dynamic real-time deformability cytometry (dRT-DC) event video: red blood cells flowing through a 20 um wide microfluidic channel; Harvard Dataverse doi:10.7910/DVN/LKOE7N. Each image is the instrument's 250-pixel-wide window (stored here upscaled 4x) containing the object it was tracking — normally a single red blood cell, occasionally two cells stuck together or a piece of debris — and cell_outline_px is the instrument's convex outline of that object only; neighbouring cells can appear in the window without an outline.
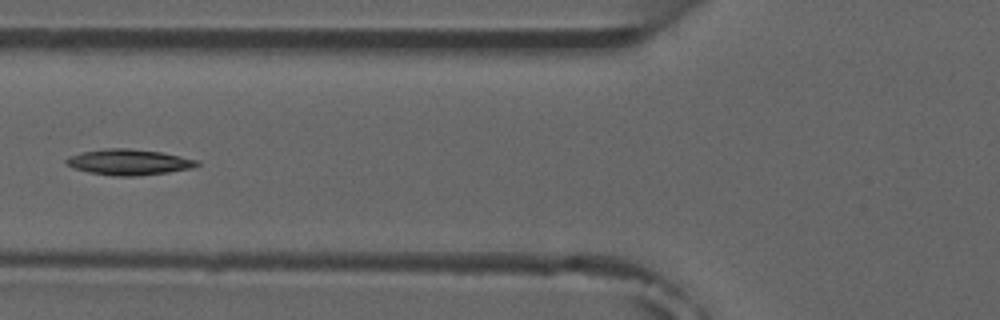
{"species": "common noctule bat (a hibernating species)", "species_latin": "Nyctalus noctula", "temperature_condition": "room temperature", "stored_images_in_passage": 6, "camera_frame_rate_fps": 3000, "um_per_image_px": 0.085, "animal": {"sex": "male", "forearm_length_mm": 52.5}, "frame": {"image": 1, "passage_image": 6, "time_ms": 6.333, "image_size_px": [1000, 320], "cell_outline_px": [[200, 164], [192, 168], [168, 172], [140, 176], [116, 176], [88, 172], [64, 164], [64, 160], [68, 156], [84, 152], [104, 148], [128, 148], [160, 152], [200, 160]], "centroid_in_image_um": [10.96, 13.78], "position_along_channel_um": 114.8, "area_um2": 19.65}}